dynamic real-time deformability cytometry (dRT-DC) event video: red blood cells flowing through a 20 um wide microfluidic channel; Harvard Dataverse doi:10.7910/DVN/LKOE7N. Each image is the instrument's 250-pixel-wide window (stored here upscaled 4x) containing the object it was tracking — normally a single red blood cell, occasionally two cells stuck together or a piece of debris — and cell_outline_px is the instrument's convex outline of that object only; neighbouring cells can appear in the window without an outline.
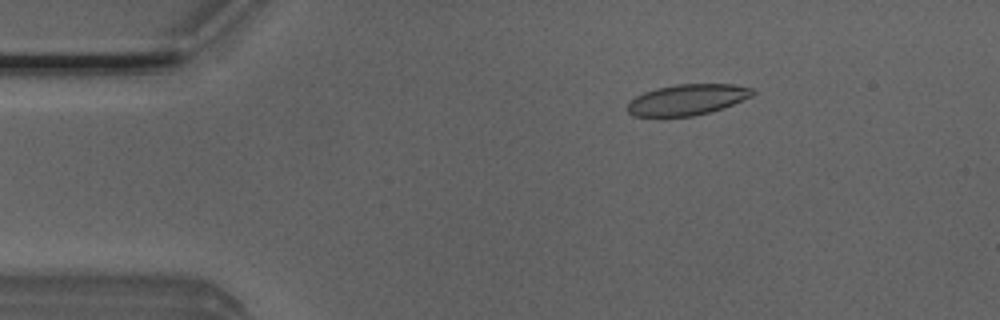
{"species": "Egyptian fruit bat (a non-hibernating species)", "species_latin": "Rousettus aegyptiacus", "temperature_condition": "room temperature", "stored_images_in_passage": 50, "camera_frame_rate_fps": 3000, "um_per_image_px": 0.085, "animal": {"sex": "male"}, "frame": {"image": 1, "passage_image": 8, "time_ms": 2.333, "image_size_px": [1000, 320], "cell_outline_px": [[756, 92], [752, 96], [732, 104], [708, 112], [692, 116], [632, 116], [628, 112], [628, 104], [636, 96], [644, 92], [656, 88], [676, 84], [732, 84], [752, 88]], "centroid_in_image_um": [58.41, 8.46], "position_along_channel_um": 26.6, "area_um2": 22.2}}
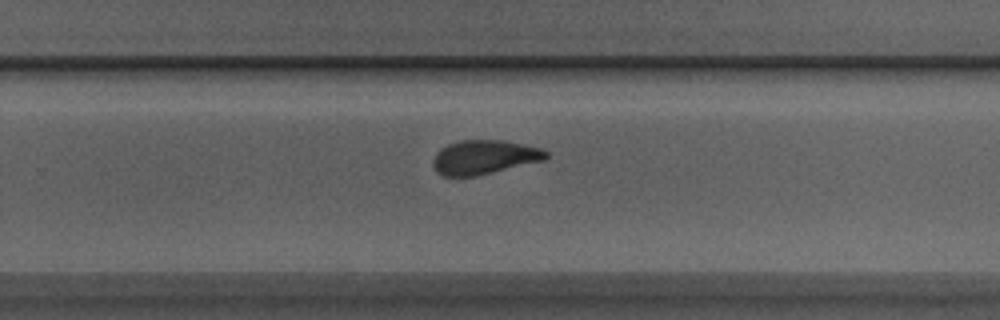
{"frame": {"image": 2, "passage_image": 32, "time_ms": 10.333, "image_size_px": [1000, 320], "cell_outline_px": [[548, 156], [544, 160], [476, 176], [444, 176], [436, 172], [432, 164], [432, 160], [436, 152], [440, 148], [448, 144], [460, 140], [504, 140], [540, 148], [548, 152]], "centroid_in_image_um": [41.12, 13.36], "position_along_channel_um": 288.7, "area_um2": 22.48}}
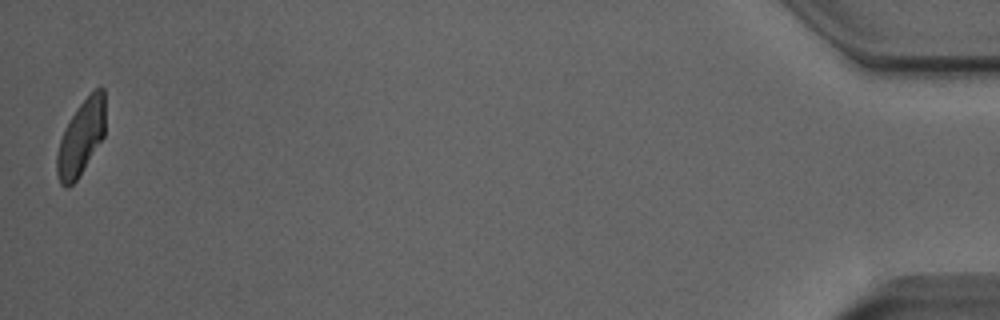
{"frame": {"image": 3, "passage_image": 50, "time_ms": 16.333, "image_size_px": [1000, 320], "cell_outline_px": [[104, 136], [76, 180], [68, 188], [64, 188], [60, 184], [56, 172], [56, 156], [60, 140], [72, 116], [80, 104], [96, 88], [104, 88]], "centroid_in_image_um": [6.87, 11.75], "position_along_channel_um": 428.3, "area_um2": 20.63}, "authors_computed_cell_mechanics": {"area_um2": 22.8888, "velocity_mm_per_s": 4.0056, "shape_relaxation_time_tau1_ms": 6.1917, "shape_relaxation_time_tau2_ms": 1.4577, "deformation_change_tau1": 0.1766, "deformation_change_tau2": 0.0737}}